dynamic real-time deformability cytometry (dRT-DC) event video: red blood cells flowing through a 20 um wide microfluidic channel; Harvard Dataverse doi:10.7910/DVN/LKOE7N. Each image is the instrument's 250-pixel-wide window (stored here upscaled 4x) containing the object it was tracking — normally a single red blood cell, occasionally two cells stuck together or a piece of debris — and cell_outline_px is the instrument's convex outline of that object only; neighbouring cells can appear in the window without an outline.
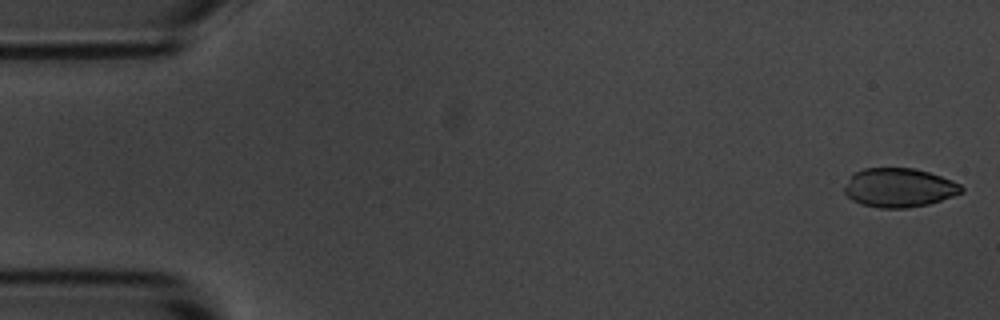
{"species": "common noctule bat (a hibernating species)", "species_latin": "Nyctalus noctula", "temperature_condition": "room temperature", "stored_images_in_passage": 5, "camera_frame_rate_fps": 3000, "um_per_image_px": 0.085, "animal": {"sex": "male", "body_mass_g": 20.1, "forearm_length_mm": 53.5}, "frame": {"image": 1, "passage_image": 1, "time_ms": 0.0, "image_size_px": [1000, 320], "cell_outline_px": [[964, 192], [928, 204], [908, 208], [880, 208], [860, 204], [852, 200], [844, 192], [844, 188], [852, 172], [864, 168], [912, 168], [928, 172], [952, 180], [960, 184], [964, 188]], "centroid_in_image_um": [76.4, 15.95], "position_along_channel_um": 8.6, "area_um2": 26.65}}